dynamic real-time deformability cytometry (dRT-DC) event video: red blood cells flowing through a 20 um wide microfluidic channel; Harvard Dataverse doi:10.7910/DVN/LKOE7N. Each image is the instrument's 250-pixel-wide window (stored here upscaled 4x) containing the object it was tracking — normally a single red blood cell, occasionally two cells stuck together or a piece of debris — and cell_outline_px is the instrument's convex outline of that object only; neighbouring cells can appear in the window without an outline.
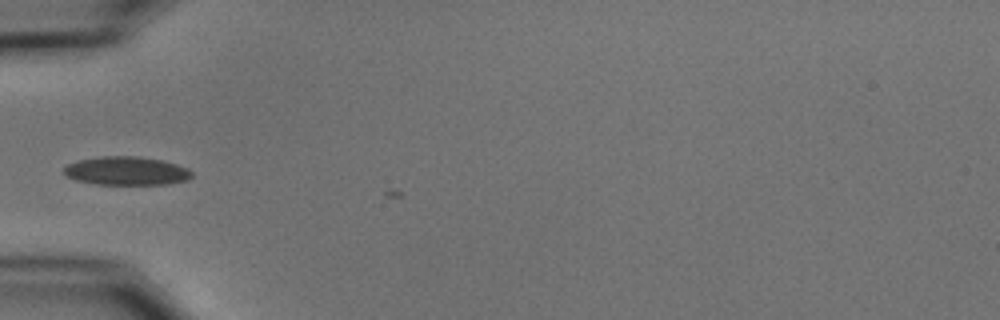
{"species": "common noctule bat (a hibernating species)", "species_latin": "Nyctalus noctula", "temperature_condition": "cold", "stored_images_in_passage": 5, "camera_frame_rate_fps": 3000, "um_per_image_px": 0.085, "animal": {"sex": "male", "body_mass_g": 15.6}, "frame": {"image": 1, "passage_image": 1, "time_ms": 0.0, "image_size_px": [1000, 320], "cell_outline_px": [[192, 176], [188, 180], [168, 184], [96, 184], [76, 180], [64, 176], [64, 168], [68, 164], [80, 160], [100, 156], [136, 156], [160, 160], [176, 164], [188, 168], [192, 172]], "centroid_in_image_um": [10.75, 14.53], "position_along_channel_um": 74.3, "area_um2": 21.21}}